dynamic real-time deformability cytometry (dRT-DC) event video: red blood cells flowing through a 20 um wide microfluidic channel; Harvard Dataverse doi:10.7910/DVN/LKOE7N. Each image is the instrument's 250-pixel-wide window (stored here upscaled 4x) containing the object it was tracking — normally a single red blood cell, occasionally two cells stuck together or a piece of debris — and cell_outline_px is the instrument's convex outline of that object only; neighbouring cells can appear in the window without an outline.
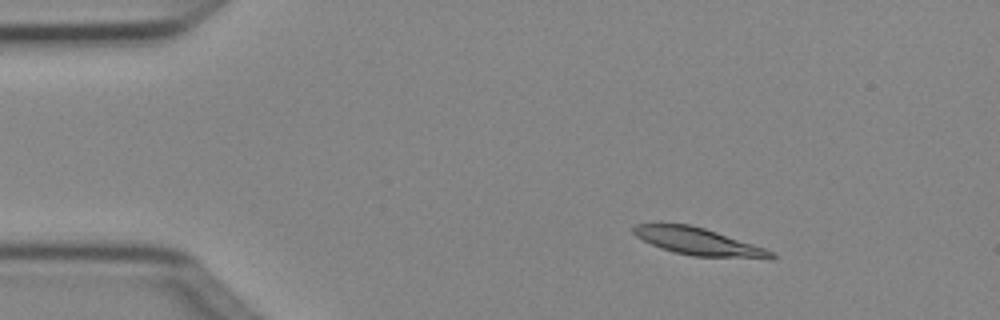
{"species": "Egyptian fruit bat (a non-hibernating species)", "species_latin": "Rousettus aegyptiacus", "temperature_condition": "cold", "stored_images_in_passage": 5, "camera_frame_rate_fps": 3000, "um_per_image_px": 0.085, "animal": {"sex": "female"}, "frame": {"image": 1, "passage_image": 3, "time_ms": 0.667, "image_size_px": [1000, 320], "cell_outline_px": [[776, 256], [772, 260], [768, 260], [692, 256], [660, 248], [636, 236], [632, 232], [632, 228], [636, 224], [692, 224], [776, 252]], "centroid_in_image_um": [59.45, 20.57], "position_along_channel_um": 25.5, "area_um2": 22.02}}
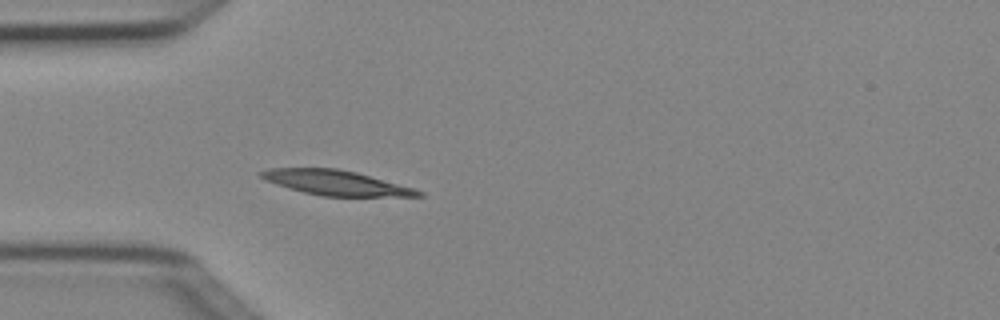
{"frame": {"image": 2, "passage_image": 5, "time_ms": 1.333, "image_size_px": [1000, 320], "cell_outline_px": [[424, 196], [320, 196], [288, 188], [264, 180], [256, 172], [268, 168], [336, 168], [356, 172], [412, 188], [424, 192]], "centroid_in_image_um": [28.47, 15.53], "position_along_channel_um": 56.5, "area_um2": 22.6}}